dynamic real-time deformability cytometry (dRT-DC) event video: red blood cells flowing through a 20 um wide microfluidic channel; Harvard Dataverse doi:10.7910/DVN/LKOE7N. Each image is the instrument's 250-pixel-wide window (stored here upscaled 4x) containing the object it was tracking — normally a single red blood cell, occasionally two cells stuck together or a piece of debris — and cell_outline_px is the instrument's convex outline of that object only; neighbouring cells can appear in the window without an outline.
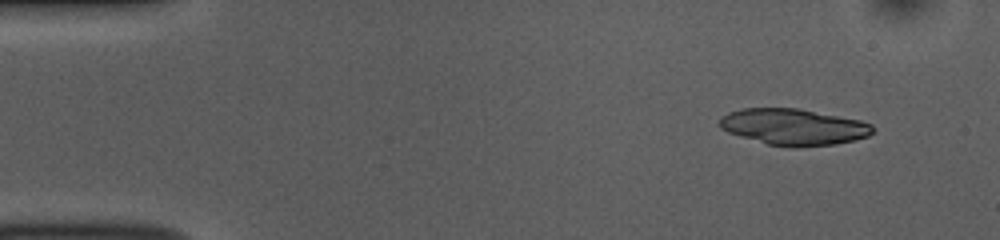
{"species": "common noctule bat (a hibernating species)", "species_latin": "Nyctalus noctula", "temperature_condition": "room temperature", "stored_images_in_passage": 47, "camera_frame_rate_fps": 3000, "um_per_image_px": 0.085, "animal": {"sex": "female", "body_mass_g": 10.0, "forearm_length_mm": 53.1}, "frame": {"image": 1, "passage_image": 1, "time_ms": 0.0, "image_size_px": [1000, 240], "cell_outline_px": [[872, 132], [868, 136], [856, 140], [832, 144], [800, 148], [788, 148], [768, 144], [740, 136], [728, 132], [720, 128], [720, 116], [728, 112], [740, 108], [796, 108], [860, 120], [872, 124]], "centroid_in_image_um": [67.43, 10.79], "position_along_channel_um": 17.6, "area_um2": 32.48}}
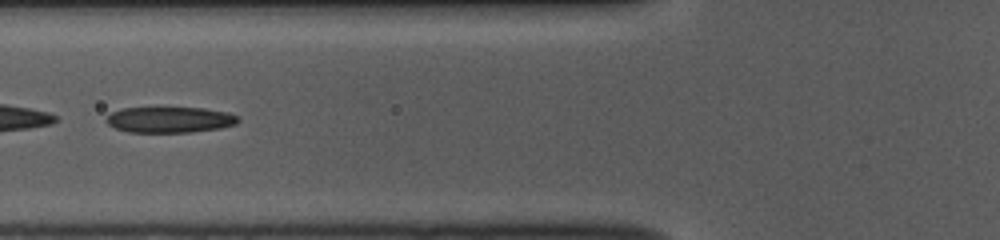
{"frame": {"image": 2, "passage_image": 16, "time_ms": 5.0, "image_size_px": [1000, 240], "cell_outline_px": [[240, 120], [236, 124], [220, 128], [192, 132], [128, 132], [116, 128], [108, 124], [104, 120], [112, 112], [120, 108], [204, 108], [228, 112], [240, 116]], "centroid_in_image_um": [14.46, 10.17], "position_along_channel_um": 111.3, "area_um2": 19.94}}
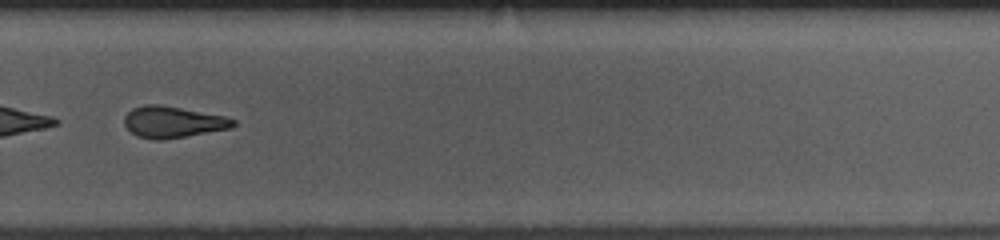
{"frame": {"image": 3, "passage_image": 32, "time_ms": 10.333, "image_size_px": [1000, 240], "cell_outline_px": [[236, 124], [232, 128], [160, 140], [156, 140], [136, 136], [124, 124], [124, 116], [132, 108], [144, 104], [160, 104], [224, 116], [236, 120]], "centroid_in_image_um": [14.67, 10.36], "position_along_channel_um": 315.1, "area_um2": 19.83}, "authors_computed_cell_mechanics": {"area_um2": 21.5016, "velocity_mm_per_s": 3.8288, "shape_relaxation_time_tau1_ms": 6.0762, "shape_relaxation_time_tau2_ms": 3.7239, "deformation_change_tau1": 0.1521, "deformation_change_tau2": 0.1335}}